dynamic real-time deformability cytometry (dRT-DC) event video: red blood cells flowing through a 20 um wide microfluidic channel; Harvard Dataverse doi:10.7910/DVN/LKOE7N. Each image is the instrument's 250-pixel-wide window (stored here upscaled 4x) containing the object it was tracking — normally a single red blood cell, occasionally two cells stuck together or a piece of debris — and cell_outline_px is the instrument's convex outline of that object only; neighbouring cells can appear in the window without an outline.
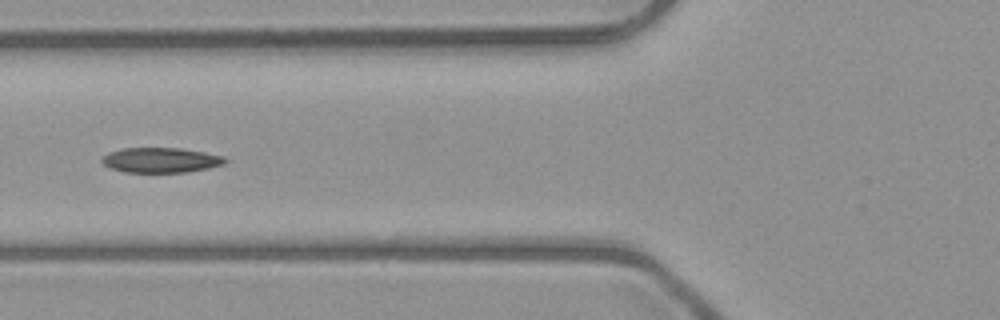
{"species": "common noctule bat (a hibernating species)", "species_latin": "Nyctalus noctula", "temperature_condition": "room temperature", "stored_images_in_passage": 7, "camera_frame_rate_fps": 3000, "um_per_image_px": 0.085, "animal": {"sex": "male", "body_mass_g": 23.1, "forearm_length_mm": 52.7}, "frame": {"image": 1, "passage_image": 5, "time_ms": 4.667, "image_size_px": [1000, 320], "cell_outline_px": [[228, 160], [224, 164], [208, 168], [188, 172], [124, 172], [108, 168], [100, 160], [108, 152], [124, 148], [180, 148], [204, 152], [224, 156]], "centroid_in_image_um": [13.66, 13.61], "position_along_channel_um": 112.1, "area_um2": 18.03}}
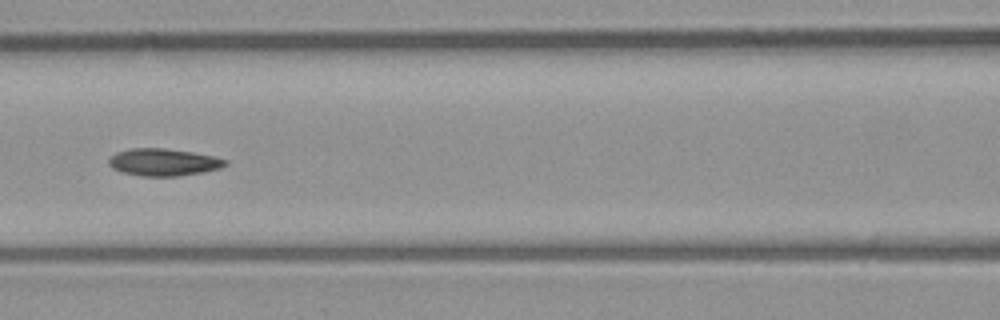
{"frame": {"image": 2, "passage_image": 6, "time_ms": 5.667, "image_size_px": [1000, 320], "cell_outline_px": [[228, 164], [220, 168], [180, 176], [140, 176], [124, 172], [112, 168], [108, 164], [108, 160], [116, 152], [132, 148], [164, 148], [192, 152], [212, 156], [228, 160]], "centroid_in_image_um": [13.89, 13.78], "position_along_channel_um": 152.7, "area_um2": 18.38}}
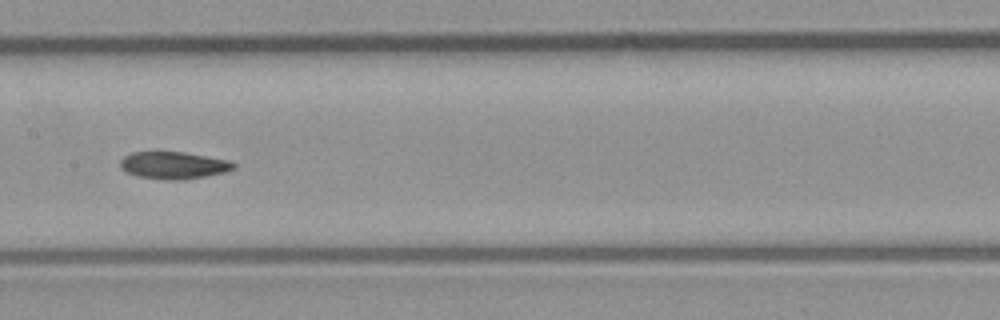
{"frame": {"image": 3, "passage_image": 7, "time_ms": 6.667, "image_size_px": [1000, 320], "cell_outline_px": [[236, 168], [224, 172], [184, 180], [164, 180], [136, 176], [120, 168], [120, 160], [124, 156], [132, 152], [184, 152], [228, 160], [236, 164]], "centroid_in_image_um": [14.74, 14.05], "position_along_channel_um": 192.7, "area_um2": 17.98}}